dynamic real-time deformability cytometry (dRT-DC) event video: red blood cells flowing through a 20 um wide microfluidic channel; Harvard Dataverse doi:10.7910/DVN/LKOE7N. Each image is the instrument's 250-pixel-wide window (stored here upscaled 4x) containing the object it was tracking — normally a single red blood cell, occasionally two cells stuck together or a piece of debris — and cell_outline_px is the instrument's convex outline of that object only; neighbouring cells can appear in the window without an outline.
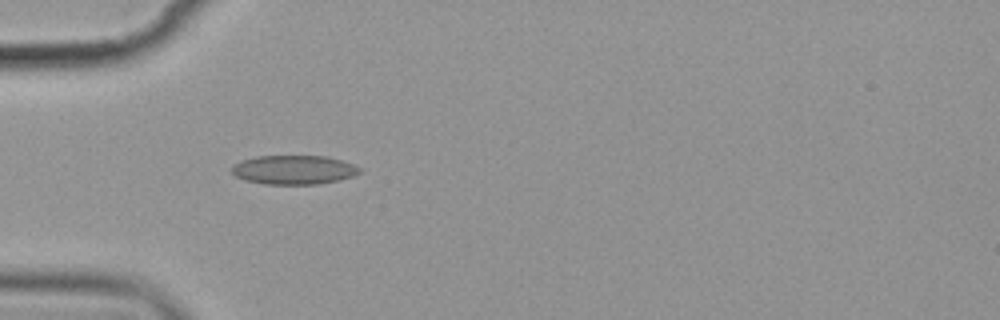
{"species": "common noctule bat (a hibernating species)", "species_latin": "Nyctalus noctula", "temperature_condition": "cold", "stored_images_in_passage": 6, "camera_frame_rate_fps": 3000, "um_per_image_px": 0.085, "animal": {"sex": "female", "body_mass_g": 19.9}, "frame": {"image": 1, "passage_image": 5, "time_ms": 5.667, "image_size_px": [1000, 320], "cell_outline_px": [[364, 168], [360, 172], [352, 176], [336, 180], [316, 184], [264, 184], [244, 180], [236, 176], [232, 172], [232, 168], [240, 160], [256, 156], [324, 156], [340, 160]], "centroid_in_image_um": [24.96, 14.43], "position_along_channel_um": 60.0, "area_um2": 21.5}}
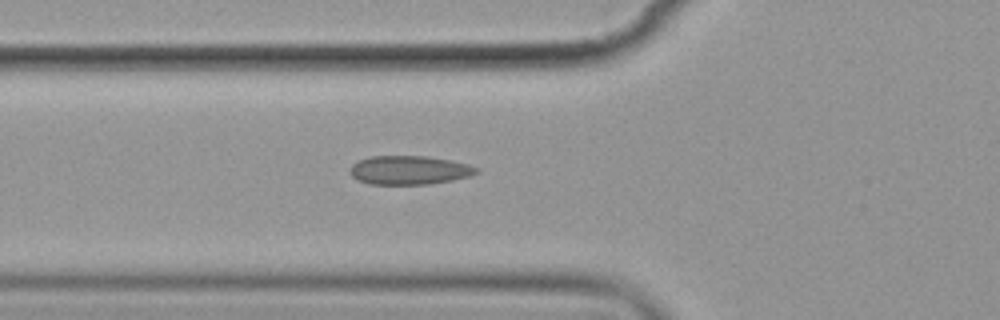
{"frame": {"image": 2, "passage_image": 6, "time_ms": 6.667, "image_size_px": [1000, 320], "cell_outline_px": [[480, 172], [468, 176], [452, 180], [428, 184], [368, 184], [356, 180], [348, 172], [348, 168], [352, 164], [360, 160], [372, 156], [428, 156], [468, 164], [480, 168]], "centroid_in_image_um": [34.76, 14.46], "position_along_channel_um": 91.0, "area_um2": 21.33}}